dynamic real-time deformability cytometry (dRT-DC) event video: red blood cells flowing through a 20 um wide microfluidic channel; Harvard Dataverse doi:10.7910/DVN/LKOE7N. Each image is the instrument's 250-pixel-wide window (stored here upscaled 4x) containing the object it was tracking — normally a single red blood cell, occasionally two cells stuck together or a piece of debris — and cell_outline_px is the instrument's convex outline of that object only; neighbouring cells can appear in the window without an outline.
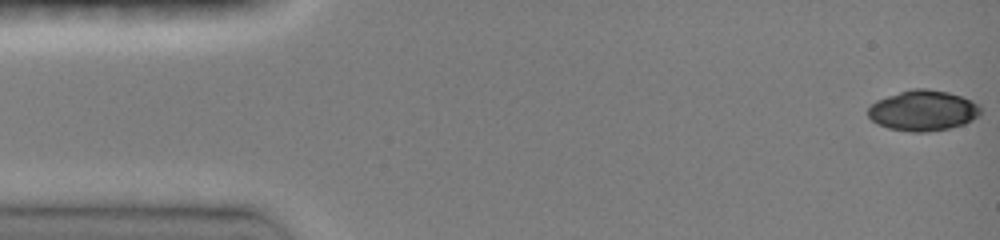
{"species": "common noctule bat (a hibernating species)", "species_latin": "Nyctalus noctula", "temperature_condition": "room temperature", "stored_images_in_passage": 8, "camera_frame_rate_fps": 3000, "um_per_image_px": 0.085, "animal": {"sex": "female", "body_mass_g": 19.0, "forearm_length_mm": 51.5}, "frame": {"image": 1, "passage_image": 1, "time_ms": 0.0, "image_size_px": [1000, 240], "cell_outline_px": [[980, 112], [972, 120], [964, 124], [948, 128], [924, 132], [912, 132], [888, 128], [876, 124], [868, 116], [868, 108], [876, 100], [912, 88], [928, 88], [948, 92], [972, 100], [980, 104]], "centroid_in_image_um": [78.45, 9.39], "position_along_channel_um": 6.6, "area_um2": 26.53}}
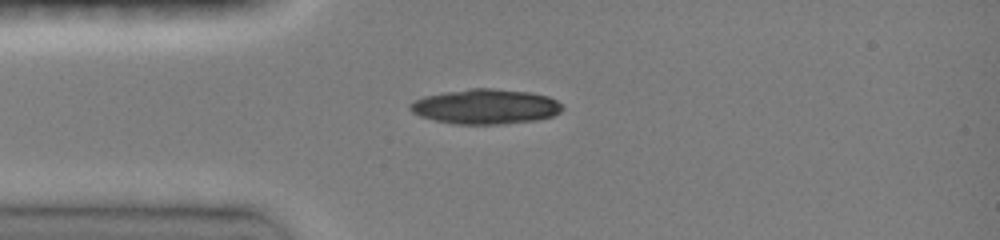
{"frame": {"image": 2, "passage_image": 6, "time_ms": 3.667, "image_size_px": [1000, 240], "cell_outline_px": [[564, 108], [560, 112], [552, 116], [536, 120], [504, 124], [452, 124], [420, 116], [412, 112], [408, 108], [408, 104], [424, 96], [444, 92], [468, 88], [492, 88], [528, 92], [548, 96], [564, 104]], "centroid_in_image_um": [41.28, 9.06], "position_along_channel_um": 43.7, "area_um2": 31.15}}